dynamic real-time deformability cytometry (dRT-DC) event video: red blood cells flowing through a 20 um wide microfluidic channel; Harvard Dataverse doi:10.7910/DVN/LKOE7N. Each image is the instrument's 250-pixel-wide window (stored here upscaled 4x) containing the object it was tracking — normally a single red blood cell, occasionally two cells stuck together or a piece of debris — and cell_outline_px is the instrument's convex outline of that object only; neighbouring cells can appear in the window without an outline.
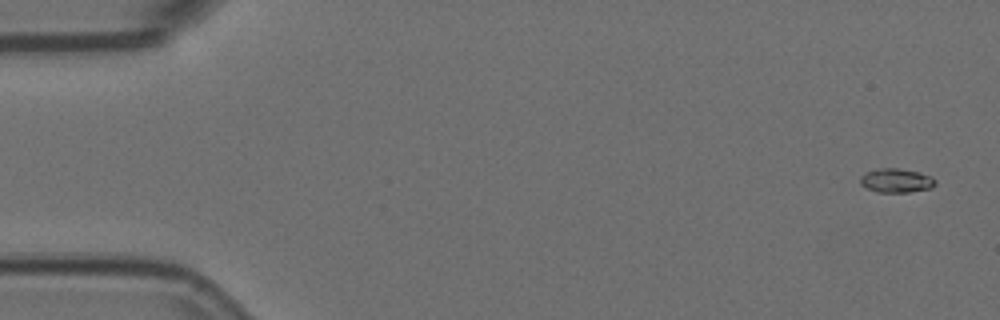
{"species": "Egyptian fruit bat (a non-hibernating species)", "species_latin": "Rousettus aegyptiacus", "temperature_condition": "room temperature", "stored_images_in_passage": 5, "camera_frame_rate_fps": 3000, "um_per_image_px": 0.085, "animal": {"sex": "female"}, "frame": {"image": 1, "passage_image": 1, "time_ms": 0.0, "image_size_px": [1000, 320], "cell_outline_px": [[936, 184], [932, 188], [908, 192], [876, 192], [860, 184], [860, 176], [876, 168], [900, 168], [920, 172], [932, 176], [936, 180]], "centroid_in_image_um": [76.21, 15.34], "position_along_channel_um": 8.8, "area_um2": 10.64}}
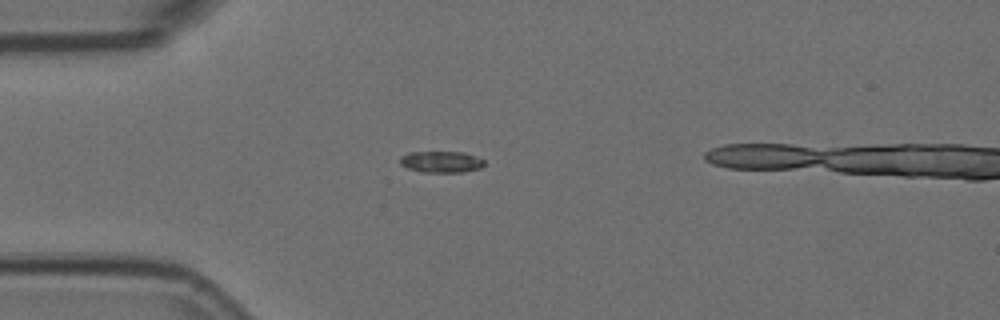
{"frame": {"image": 2, "passage_image": 5, "time_ms": 1.333, "image_size_px": [1000, 320], "cell_outline_px": [[484, 164], [480, 168], [460, 172], [420, 172], [408, 168], [400, 164], [400, 156], [408, 152], [464, 152], [484, 160]], "centroid_in_image_um": [37.46, 13.75], "position_along_channel_um": 47.5, "area_um2": 10.46}}